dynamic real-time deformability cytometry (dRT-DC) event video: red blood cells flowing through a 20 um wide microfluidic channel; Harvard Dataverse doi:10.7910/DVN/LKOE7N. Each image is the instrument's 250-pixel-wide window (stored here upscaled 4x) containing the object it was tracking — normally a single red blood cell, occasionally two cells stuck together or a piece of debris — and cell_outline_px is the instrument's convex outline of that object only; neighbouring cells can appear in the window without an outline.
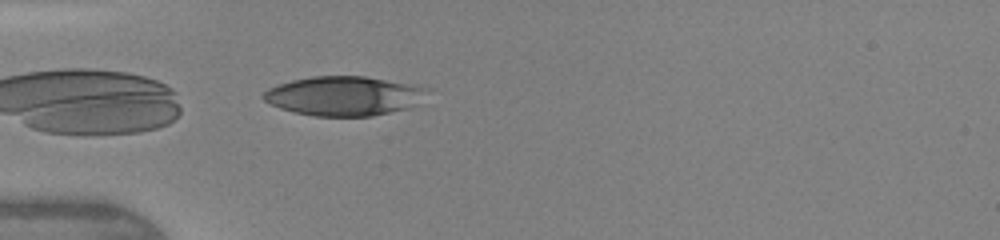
{"species": "human", "species_latin": "Homo sapiens", "temperature_condition": "warm", "stored_images_in_passage": 33, "camera_frame_rate_fps": 3000, "um_per_image_px": 0.085, "donor": {"sex": "female"}, "frame": {"image": 1, "passage_image": 1, "time_ms": 0.0, "image_size_px": [1000, 240], "cell_outline_px": [[428, 88], [412, 108], [372, 116], [316, 116], [292, 112], [280, 108], [264, 100], [260, 96], [268, 88], [292, 80], [312, 76], [364, 76]], "centroid_in_image_um": [29.17, 8.16], "position_along_channel_um": 55.8, "area_um2": 37.17}}
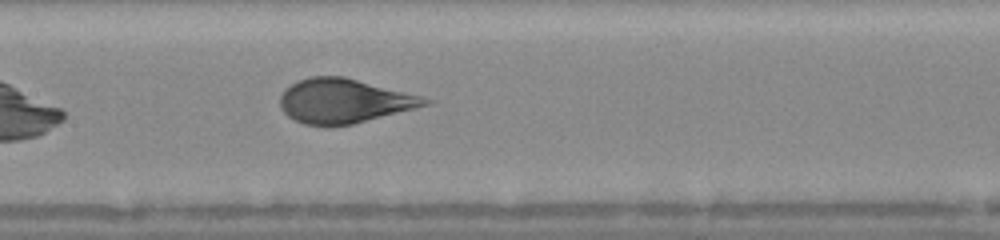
{"frame": {"image": 2, "passage_image": 10, "time_ms": 3.0, "image_size_px": [1000, 240], "cell_outline_px": [[432, 104], [352, 124], [304, 124], [288, 116], [280, 108], [280, 96], [284, 88], [300, 80], [312, 76], [344, 76], [420, 96], [432, 100]], "centroid_in_image_um": [29.22, 8.56], "position_along_channel_um": 178.2, "area_um2": 36.82}, "authors_computed_cell_mechanics": {"area_um2": 39.1306, "velocity_mm_per_s": 4.3647, "shape_relaxation_time_tau1_ms": 4.6587, "shape_relaxation_time_tau2_ms": null, "deformation_change_tau1": 0.1853, "deformation_change_tau2": null}}